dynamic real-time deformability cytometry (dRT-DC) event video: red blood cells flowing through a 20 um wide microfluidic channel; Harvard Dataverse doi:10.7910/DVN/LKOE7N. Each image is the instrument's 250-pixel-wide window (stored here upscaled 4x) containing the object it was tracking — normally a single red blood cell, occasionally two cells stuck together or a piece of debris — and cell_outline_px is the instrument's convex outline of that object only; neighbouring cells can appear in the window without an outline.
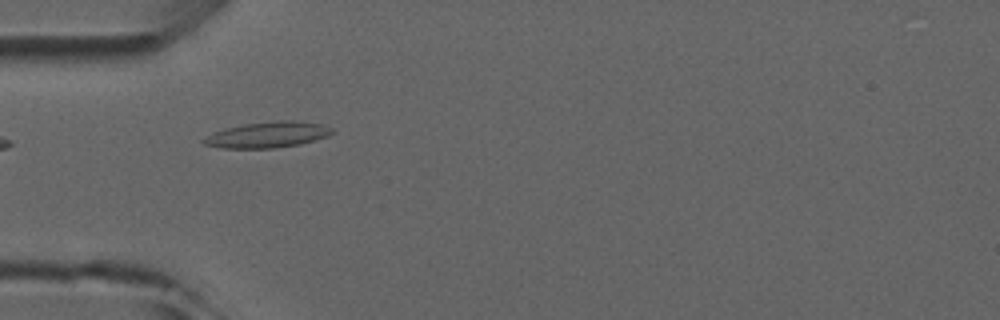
{"species": "common noctule bat (a hibernating species)", "species_latin": "Nyctalus noctula", "temperature_condition": "room temperature", "stored_images_in_passage": 8, "camera_frame_rate_fps": 3000, "um_per_image_px": 0.085, "animal": {"sex": "male", "forearm_length_mm": 52.5}, "frame": {"image": 1, "passage_image": 5, "time_ms": 4.667, "image_size_px": [1000, 320], "cell_outline_px": [[336, 132], [328, 136], [316, 140], [300, 144], [276, 148], [220, 148], [204, 144], [200, 140], [212, 132], [224, 128], [244, 124], [280, 120], [296, 120], [324, 124], [332, 128]], "centroid_in_image_um": [22.77, 11.45], "position_along_channel_um": 62.2, "area_um2": 19.71}}
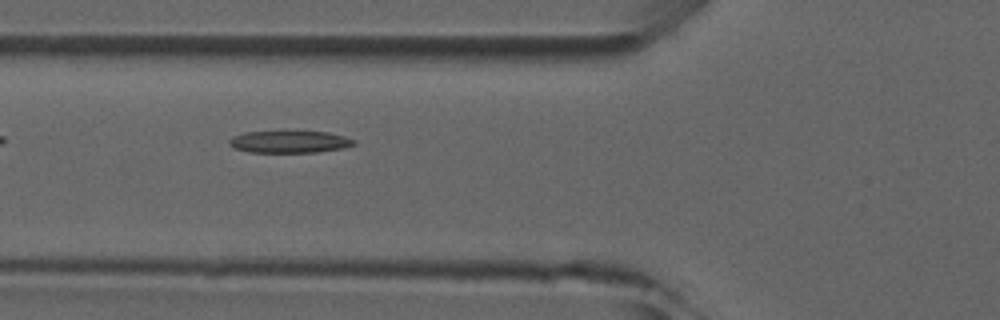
{"frame": {"image": 2, "passage_image": 6, "time_ms": 5.667, "image_size_px": [1000, 320], "cell_outline_px": [[356, 144], [344, 148], [316, 152], [248, 152], [232, 148], [228, 144], [228, 140], [232, 136], [244, 132], [328, 132], [344, 136], [356, 140]], "centroid_in_image_um": [24.58, 12.06], "position_along_channel_um": 101.2, "area_um2": 16.07}}
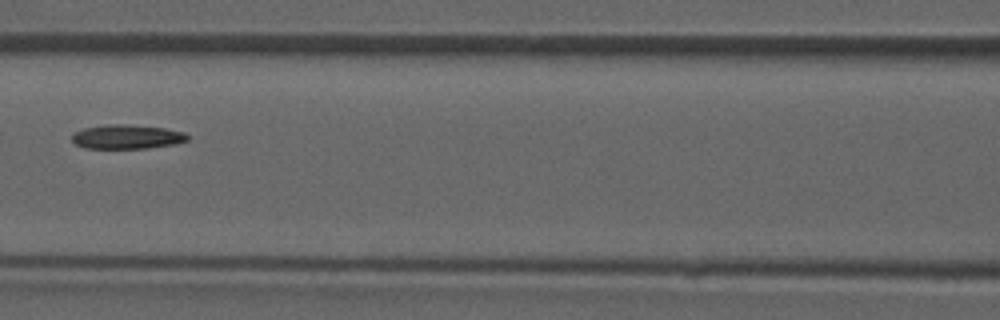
{"frame": {"image": 3, "passage_image": 7, "time_ms": 7.0, "image_size_px": [1000, 320], "cell_outline_px": [[188, 140], [176, 144], [148, 148], [84, 148], [76, 144], [72, 140], [72, 136], [76, 132], [84, 128], [108, 124], [120, 124], [164, 128], [184, 132], [188, 136]], "centroid_in_image_um": [10.8, 11.63], "position_along_channel_um": 155.8, "area_um2": 16.13}}